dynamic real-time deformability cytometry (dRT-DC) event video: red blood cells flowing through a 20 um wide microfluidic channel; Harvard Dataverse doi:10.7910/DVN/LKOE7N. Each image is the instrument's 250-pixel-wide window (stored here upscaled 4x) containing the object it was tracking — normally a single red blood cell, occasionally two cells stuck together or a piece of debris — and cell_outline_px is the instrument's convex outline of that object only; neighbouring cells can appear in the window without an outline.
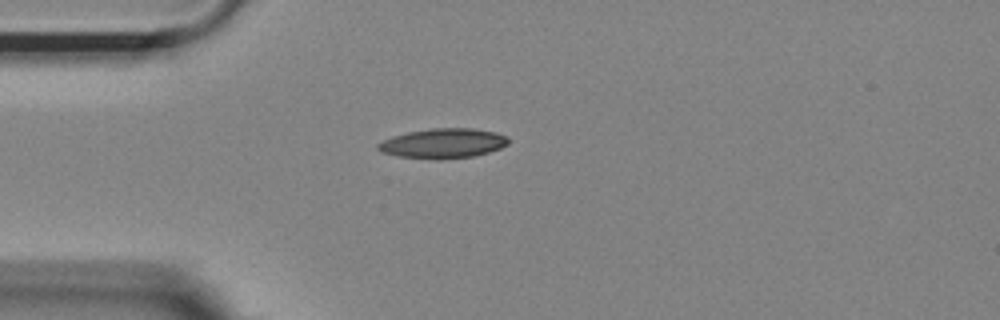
{"species": "Egyptian fruit bat (a non-hibernating species)", "species_latin": "Rousettus aegyptiacus", "temperature_condition": "room temperature", "stored_images_in_passage": 33, "camera_frame_rate_fps": 3000, "um_per_image_px": 0.085, "animal": {"sex": "female"}, "frame": {"image": 1, "passage_image": 1, "time_ms": 0.0, "image_size_px": [1000, 320], "cell_outline_px": [[508, 144], [500, 148], [488, 152], [472, 156], [440, 160], [432, 160], [400, 156], [380, 152], [376, 148], [376, 144], [392, 136], [408, 132], [432, 128], [472, 128], [496, 132], [508, 136]], "centroid_in_image_um": [37.65, 12.19], "position_along_channel_um": 47.4, "area_um2": 22.77}}
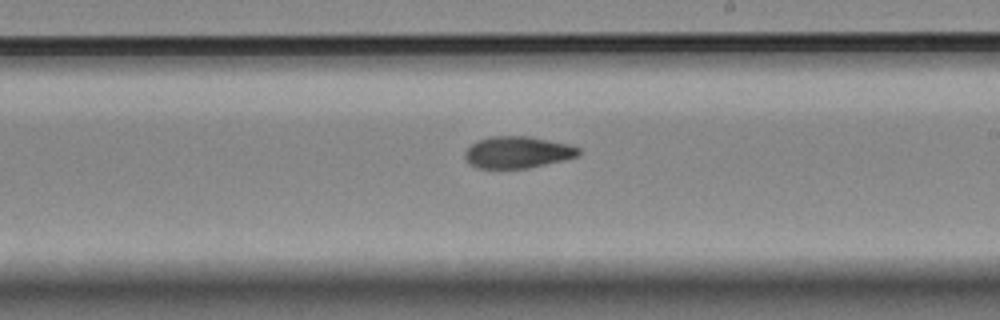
{"frame": {"image": 2, "passage_image": 18, "time_ms": 5.667, "image_size_px": [1000, 320], "cell_outline_px": [[580, 156], [564, 160], [528, 168], [476, 168], [468, 164], [464, 156], [464, 152], [476, 140], [488, 136], [528, 136], [568, 144], [580, 148]], "centroid_in_image_um": [43.97, 12.94], "position_along_channel_um": 245.0, "area_um2": 21.21}}
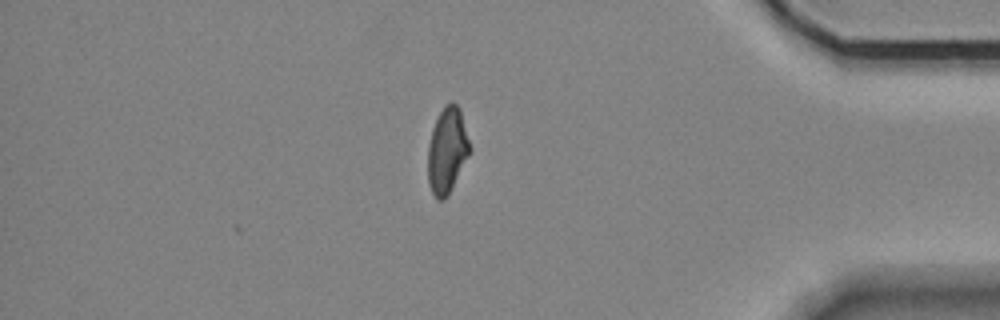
{"frame": {"image": 3, "passage_image": 33, "time_ms": 10.667, "image_size_px": [1000, 320], "cell_outline_px": [[472, 148], [468, 156], [444, 200], [436, 200], [428, 184], [428, 144], [432, 128], [444, 104], [452, 100], [460, 108]], "centroid_in_image_um": [38.0, 12.73], "position_along_channel_um": 397.2, "area_um2": 20.92}, "authors_computed_cell_mechanics": {"area_um2": 21.386, "velocity_mm_per_s": 3.695, "shape_relaxation_time_tau1_ms": null, "shape_relaxation_time_tau2_ms": 3.0988, "deformation_change_tau1": null, "deformation_change_tau2": 0.0849}}